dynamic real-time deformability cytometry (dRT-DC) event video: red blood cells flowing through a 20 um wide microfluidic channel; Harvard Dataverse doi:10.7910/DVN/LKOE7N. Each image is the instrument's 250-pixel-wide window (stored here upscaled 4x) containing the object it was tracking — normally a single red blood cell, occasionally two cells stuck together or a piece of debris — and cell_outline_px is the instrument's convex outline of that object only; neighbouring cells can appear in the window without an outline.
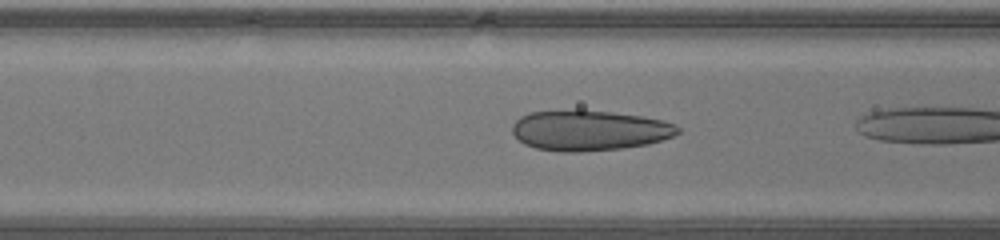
{"species": "human", "species_latin": "Homo sapiens", "temperature_condition": "warm", "stored_images_in_passage": 5, "camera_frame_rate_fps": 3000, "um_per_image_px": 0.085, "donor": {"sex": "male"}, "frame": {"image": 1, "passage_image": 4, "time_ms": 1.0, "image_size_px": [1000, 240], "cell_outline_px": [[680, 132], [672, 136], [648, 144], [620, 148], [580, 152], [560, 152], [536, 148], [524, 144], [512, 132], [512, 124], [520, 116], [528, 112], [576, 108], [612, 112], [644, 116], [664, 120], [676, 124], [680, 128]], "centroid_in_image_um": [50.07, 11.05], "position_along_channel_um": 116.5, "area_um2": 39.59}}